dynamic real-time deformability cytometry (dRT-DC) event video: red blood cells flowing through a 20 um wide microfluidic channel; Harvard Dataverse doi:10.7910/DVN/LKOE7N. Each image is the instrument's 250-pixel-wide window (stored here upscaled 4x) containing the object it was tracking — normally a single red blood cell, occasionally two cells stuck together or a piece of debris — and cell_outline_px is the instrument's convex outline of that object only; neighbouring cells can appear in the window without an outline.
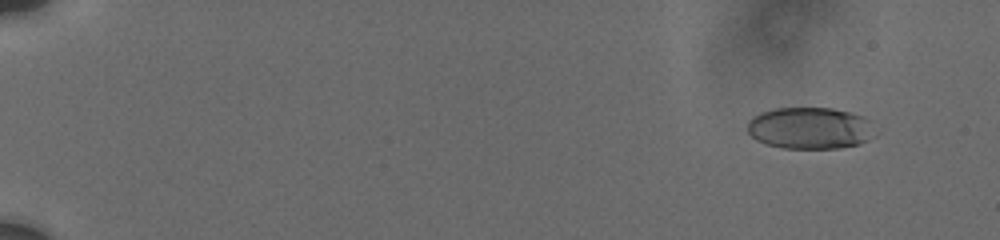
{"species": "human", "species_latin": "Homo sapiens", "temperature_condition": "cold", "stored_images_in_passage": 36, "camera_frame_rate_fps": 3000, "um_per_image_px": 0.085, "donor": {"sex": "male"}, "frame": {"image": 1, "passage_image": 3, "time_ms": 0.333, "image_size_px": [1000, 240], "cell_outline_px": [[868, 140], [860, 144], [836, 148], [784, 148], [764, 144], [756, 140], [748, 132], [748, 120], [752, 116], [760, 112], [776, 108], [832, 108], [852, 112], [864, 116], [868, 120]], "centroid_in_image_um": [68.74, 10.88], "position_along_channel_um": 16.3, "area_um2": 30.69}}
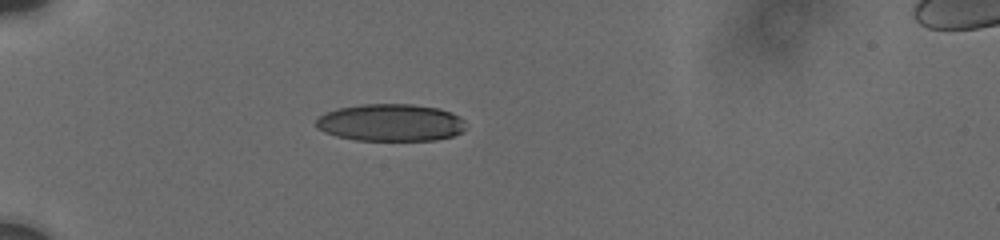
{"frame": {"image": 2, "passage_image": 32, "time_ms": 5.0, "image_size_px": [1000, 240], "cell_outline_px": [[464, 128], [460, 132], [452, 136], [436, 140], [356, 140], [336, 136], [324, 132], [316, 128], [316, 120], [324, 112], [336, 108], [364, 104], [412, 104], [440, 108], [452, 112], [460, 116], [464, 120]], "centroid_in_image_um": [33.19, 10.41], "position_along_channel_um": 51.8, "area_um2": 32.71}}